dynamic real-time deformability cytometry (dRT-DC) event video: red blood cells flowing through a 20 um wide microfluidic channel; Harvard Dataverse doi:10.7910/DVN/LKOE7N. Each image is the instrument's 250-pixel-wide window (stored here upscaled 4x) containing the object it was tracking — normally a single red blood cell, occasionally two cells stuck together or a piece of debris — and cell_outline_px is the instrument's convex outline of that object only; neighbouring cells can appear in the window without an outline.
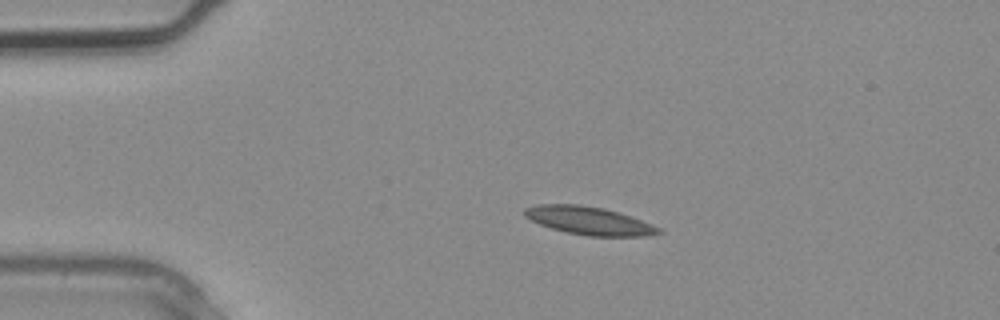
{"species": "common noctule bat (a hibernating species)", "species_latin": "Nyctalus noctula", "temperature_condition": "warm", "stored_images_in_passage": 2, "camera_frame_rate_fps": 3000, "um_per_image_px": 0.085, "animal": {"sex": "male", "body_mass_g": 20.4}, "frame": {"image": 1, "passage_image": 1, "time_ms": 0.0, "image_size_px": [1000, 320], "cell_outline_px": [[664, 232], [648, 236], [588, 236], [568, 232], [552, 228], [540, 224], [524, 216], [524, 208], [536, 204], [580, 204], [604, 208], [652, 224], [660, 228]], "centroid_in_image_um": [50.06, 18.75], "position_along_channel_um": 34.9, "area_um2": 21.73}}